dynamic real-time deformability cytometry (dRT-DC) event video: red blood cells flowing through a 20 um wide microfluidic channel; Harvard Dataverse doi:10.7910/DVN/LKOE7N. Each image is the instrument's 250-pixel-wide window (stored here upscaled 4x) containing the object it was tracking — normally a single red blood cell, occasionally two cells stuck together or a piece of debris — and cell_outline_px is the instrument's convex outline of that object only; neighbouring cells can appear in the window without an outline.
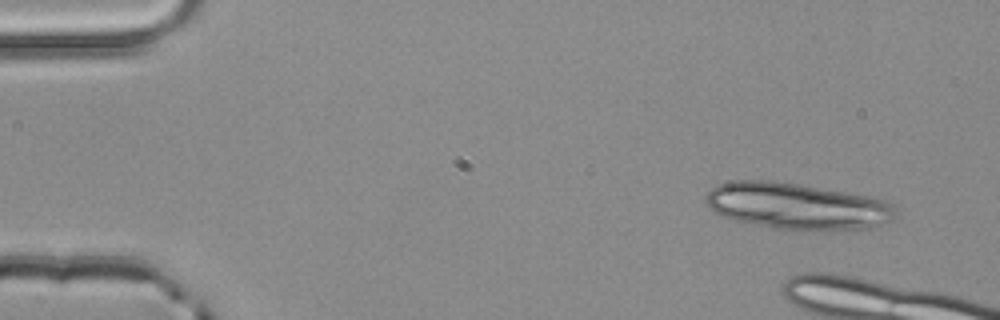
{"species": "common noctule bat (a hibernating species)", "species_latin": "Nyctalus noctula", "temperature_condition": "room temperature", "stored_images_in_passage": 2, "camera_frame_rate_fps": 3000, "um_per_image_px": 0.085, "animal": {"sex": "male", "body_mass_g": 20.4}, "frame": {"image": 1, "passage_image": 1, "time_ms": 0.0, "image_size_px": [1000, 320], "cell_outline_px": [[896, 216], [892, 220], [876, 228], [772, 228], [736, 220], [724, 216], [716, 212], [704, 200], [708, 192], [716, 184], [732, 180], [772, 180], [800, 184], [888, 200], [896, 204]], "centroid_in_image_um": [67.77, 17.48], "position_along_channel_um": 17.2, "area_um2": 50.75}}